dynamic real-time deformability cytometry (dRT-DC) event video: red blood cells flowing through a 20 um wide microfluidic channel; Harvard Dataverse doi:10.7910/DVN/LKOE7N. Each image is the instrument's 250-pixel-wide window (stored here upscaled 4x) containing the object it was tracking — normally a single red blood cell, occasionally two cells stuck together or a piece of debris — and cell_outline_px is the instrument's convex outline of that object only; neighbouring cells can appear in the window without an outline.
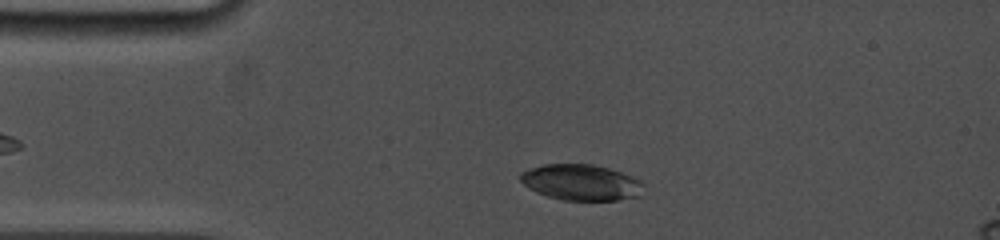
{"species": "common noctule bat (a hibernating species)", "species_latin": "Nyctalus noctula", "temperature_condition": "cold", "stored_images_in_passage": 42, "camera_frame_rate_fps": 5000, "um_per_image_px": 0.085, "animal": {"sex": "female", "body_mass_g": 19.0, "forearm_length_mm": 53.3}, "frame": {"image": 1, "passage_image": 3, "time_ms": 0.8, "image_size_px": [1000, 240], "cell_outline_px": [[644, 184], [640, 196], [616, 200], [560, 200], [536, 192], [528, 188], [520, 180], [520, 172], [544, 164], [592, 164], [608, 168], [620, 172], [640, 180]], "centroid_in_image_um": [49.38, 15.51], "position_along_channel_um": 35.6, "area_um2": 25.72}}
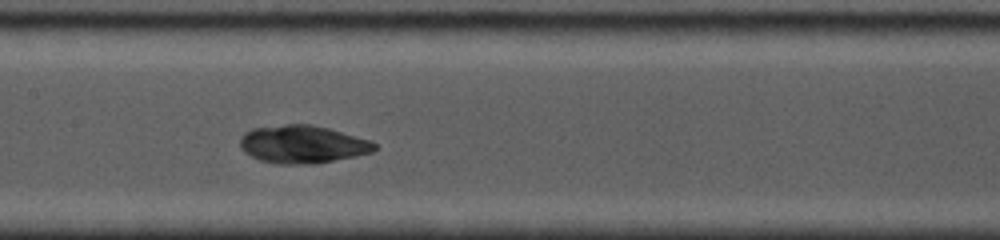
{"frame": {"image": 2, "passage_image": 17, "time_ms": 5.4, "image_size_px": [1000, 240], "cell_outline_px": [[376, 148], [372, 152], [356, 156], [308, 164], [280, 164], [260, 160], [244, 152], [240, 148], [240, 136], [244, 132], [252, 128], [284, 124], [312, 124], [328, 128], [372, 140], [376, 144]], "centroid_in_image_um": [25.7, 12.25], "position_along_channel_um": 181.7, "area_um2": 29.71}}
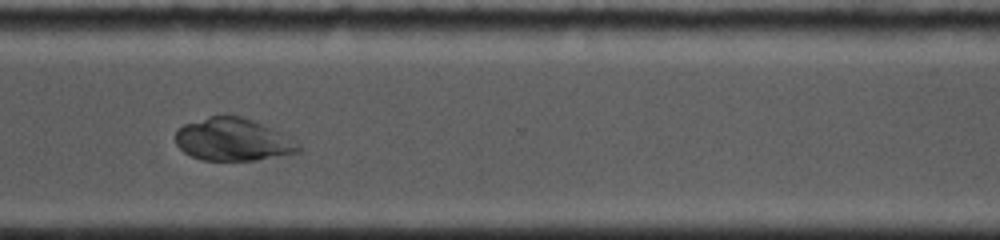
{"frame": {"image": 3, "passage_image": 32, "time_ms": 9.8, "image_size_px": [1000, 240], "cell_outline_px": [[304, 148], [300, 152], [256, 160], [200, 160], [184, 152], [176, 144], [176, 132], [184, 124], [208, 116], [240, 116], [252, 120], [300, 144]], "centroid_in_image_um": [19.77, 11.88], "position_along_channel_um": 350.8, "area_um2": 30.0}, "authors_computed_cell_mechanics": {"area_um2": 29.3335, "velocity_mm_per_s": 3.8506, "shape_relaxation_time_tau1_ms": 9.8961, "shape_relaxation_time_tau2_ms": null, "deformation_change_tau1": 0.2437, "deformation_change_tau2": null}}